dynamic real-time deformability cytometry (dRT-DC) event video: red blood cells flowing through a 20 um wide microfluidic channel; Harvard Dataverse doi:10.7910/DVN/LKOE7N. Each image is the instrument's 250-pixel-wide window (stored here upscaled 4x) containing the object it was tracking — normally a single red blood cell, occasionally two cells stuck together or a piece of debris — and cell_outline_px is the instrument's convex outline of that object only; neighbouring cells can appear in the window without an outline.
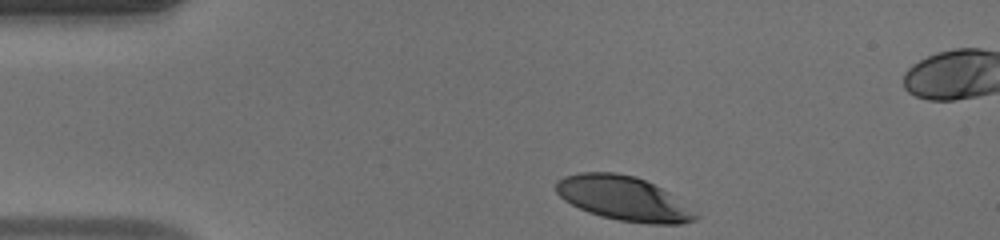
{"species": "human", "species_latin": "Homo sapiens", "temperature_condition": "warm", "stored_images_in_passage": 33, "camera_frame_rate_fps": 3000, "um_per_image_px": 0.085, "donor": {"sex": "male"}, "frame": {"image": 1, "passage_image": 1, "time_ms": 0.0, "image_size_px": [1000, 240], "cell_outline_px": [[700, 216], [696, 220], [680, 224], [648, 224], [620, 220], [600, 216], [588, 212], [564, 200], [556, 192], [556, 180], [564, 176], [580, 172], [616, 172], [636, 176], [668, 192]], "centroid_in_image_um": [52.97, 16.86], "position_along_channel_um": 32.0, "area_um2": 35.78}}
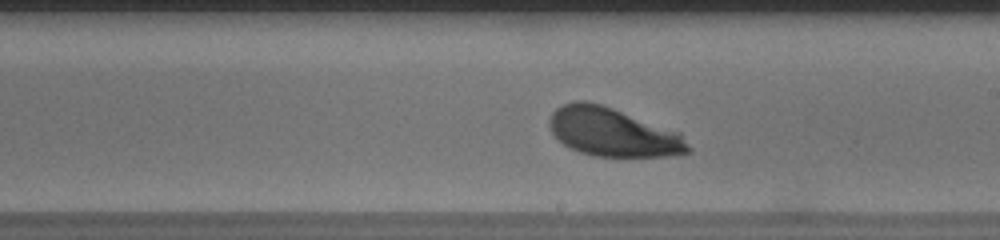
{"frame": {"image": 2, "passage_image": 20, "time_ms": 6.333, "image_size_px": [1000, 240], "cell_outline_px": [[692, 152], [668, 156], [592, 156], [580, 152], [564, 144], [552, 132], [548, 124], [548, 120], [552, 112], [556, 108], [572, 100], [584, 100], [600, 104], [612, 108], [680, 132], [692, 148]], "centroid_in_image_um": [52.1, 11.23], "position_along_channel_um": 236.9, "area_um2": 39.19}}
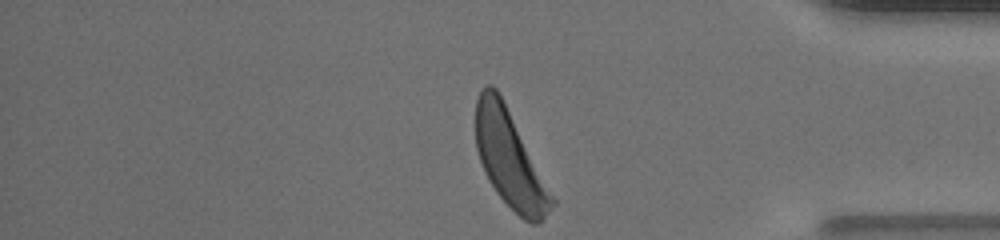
{"frame": {"image": 3, "passage_image": 33, "time_ms": 10.667, "image_size_px": [1000, 240], "cell_outline_px": [[556, 204], [540, 224], [532, 224], [524, 220], [496, 192], [480, 160], [476, 148], [476, 100], [484, 84], [492, 84], [496, 88], [556, 200]], "centroid_in_image_um": [43.35, 13.56], "position_along_channel_um": 391.9, "area_um2": 41.91}, "authors_computed_cell_mechanics": {"area_um2": 39.593, "velocity_mm_per_s": 4.1025, "shape_relaxation_time_tau1_ms": 2.3861, "shape_relaxation_time_tau2_ms": null, "deformation_change_tau1": 0.1557, "deformation_change_tau2": null}}